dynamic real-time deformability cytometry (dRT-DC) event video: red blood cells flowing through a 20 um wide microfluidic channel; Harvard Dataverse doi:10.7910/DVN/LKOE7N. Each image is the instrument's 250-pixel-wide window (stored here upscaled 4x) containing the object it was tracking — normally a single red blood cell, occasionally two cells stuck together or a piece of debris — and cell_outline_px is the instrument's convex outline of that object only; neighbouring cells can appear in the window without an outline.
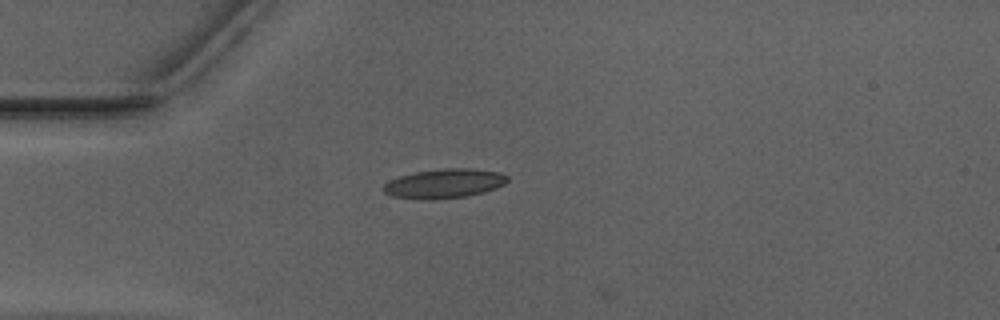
{"species": "Egyptian fruit bat (a non-hibernating species)", "species_latin": "Rousettus aegyptiacus", "temperature_condition": "warm", "stored_images_in_passage": 2, "camera_frame_rate_fps": 3000, "um_per_image_px": 0.085, "animal": {"sex": "male"}, "frame": {"image": 1, "passage_image": 1, "time_ms": 0.0, "image_size_px": [1000, 320], "cell_outline_px": [[508, 180], [504, 184], [496, 188], [484, 192], [468, 196], [436, 200], [420, 200], [392, 196], [384, 192], [380, 188], [384, 184], [400, 176], [416, 172], [440, 168], [472, 168], [500, 172], [508, 176]], "centroid_in_image_um": [37.76, 15.61], "position_along_channel_um": 47.2, "area_um2": 21.5}}